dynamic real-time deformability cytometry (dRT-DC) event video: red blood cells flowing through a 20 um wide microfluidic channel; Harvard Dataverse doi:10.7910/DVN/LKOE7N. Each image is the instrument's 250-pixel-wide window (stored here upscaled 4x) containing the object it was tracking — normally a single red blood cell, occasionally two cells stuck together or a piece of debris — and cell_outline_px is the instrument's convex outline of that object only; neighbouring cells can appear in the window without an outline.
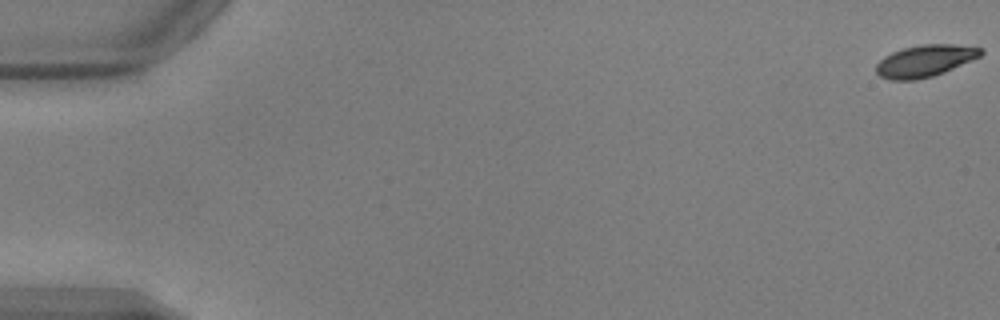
{"species": "common noctule bat (a hibernating species)", "species_latin": "Nyctalus noctula", "temperature_condition": "warm", "stored_images_in_passage": 45, "camera_frame_rate_fps": 3000, "um_per_image_px": 0.085, "animal": {"sex": "male", "body_mass_g": 17.9, "forearm_length_mm": 54.2}, "frame": {"image": 1, "passage_image": 1, "time_ms": 0.0, "image_size_px": [1000, 320], "cell_outline_px": [[984, 52], [980, 56], [944, 72], [932, 76], [916, 80], [888, 80], [880, 76], [876, 72], [876, 64], [884, 56], [892, 52], [904, 48], [924, 44], [952, 44], [984, 48]], "centroid_in_image_um": [78.61, 5.17], "position_along_channel_um": 6.4, "area_um2": 19.36}}
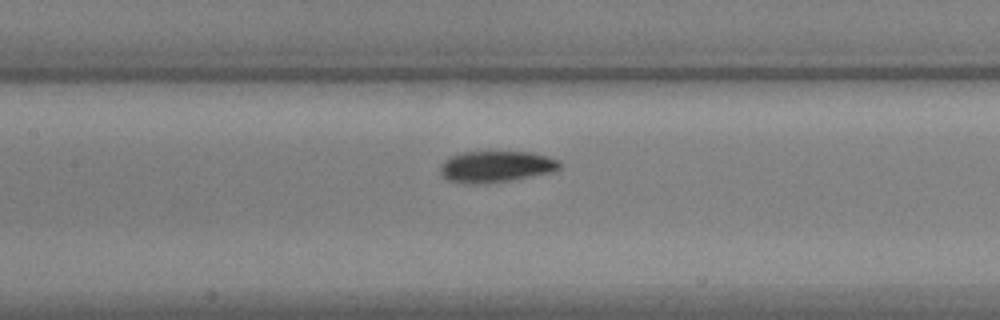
{"frame": {"image": 2, "passage_image": 26, "time_ms": 8.333, "image_size_px": [1000, 320], "cell_outline_px": [[560, 168], [552, 172], [508, 180], [448, 180], [440, 172], [440, 164], [444, 160], [460, 152], [532, 152], [548, 156], [560, 160]], "centroid_in_image_um": [42.23, 14.09], "position_along_channel_um": 165.2, "area_um2": 20.69}}
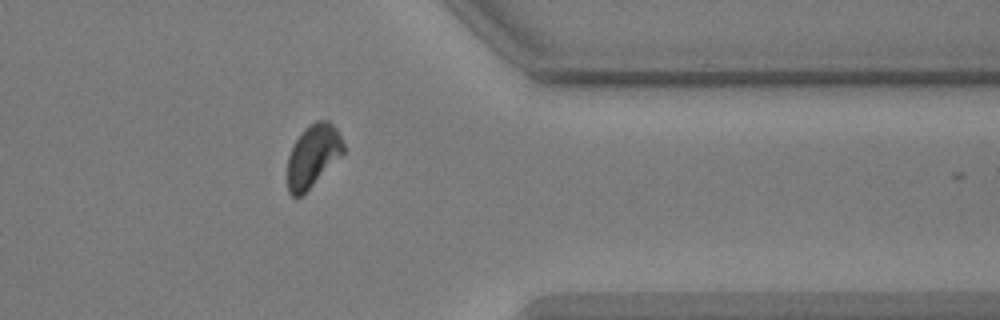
{"frame": {"image": 3, "passage_image": 44, "time_ms": 14.333, "image_size_px": [1000, 320], "cell_outline_px": [[344, 152], [300, 196], [292, 196], [288, 192], [288, 156], [296, 140], [304, 128], [308, 124], [316, 120], [328, 120], [336, 128], [344, 144]], "centroid_in_image_um": [26.59, 13.19], "position_along_channel_um": 384.8, "area_um2": 19.83}}